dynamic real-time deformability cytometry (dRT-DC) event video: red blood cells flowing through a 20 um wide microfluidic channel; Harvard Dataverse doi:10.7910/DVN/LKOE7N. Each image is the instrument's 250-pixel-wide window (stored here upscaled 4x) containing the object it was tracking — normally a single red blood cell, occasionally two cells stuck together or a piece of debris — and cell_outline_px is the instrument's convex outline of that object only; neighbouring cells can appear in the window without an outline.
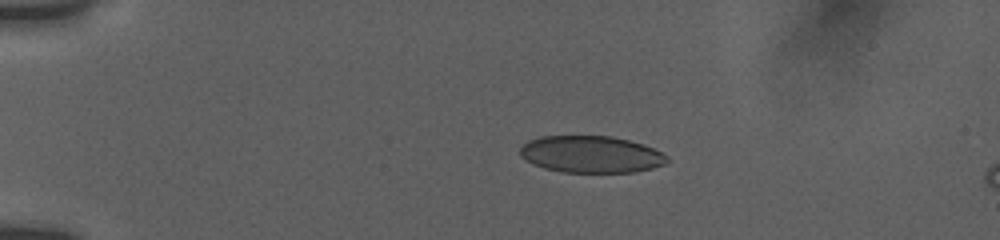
{"species": "human", "species_latin": "Homo sapiens", "temperature_condition": "room temperature", "stored_images_in_passage": 38, "camera_frame_rate_fps": 3000, "um_per_image_px": 0.085, "donor": {"sex": "female"}, "frame": {"image": 1, "passage_image": 2, "time_ms": 0.667, "image_size_px": [1000, 240], "cell_outline_px": [[668, 160], [664, 164], [652, 168], [636, 172], [560, 172], [544, 168], [532, 164], [520, 156], [520, 148], [528, 140], [540, 136], [612, 136], [644, 144], [668, 156]], "centroid_in_image_um": [50.21, 13.12], "position_along_channel_um": 34.8, "area_um2": 31.67}}
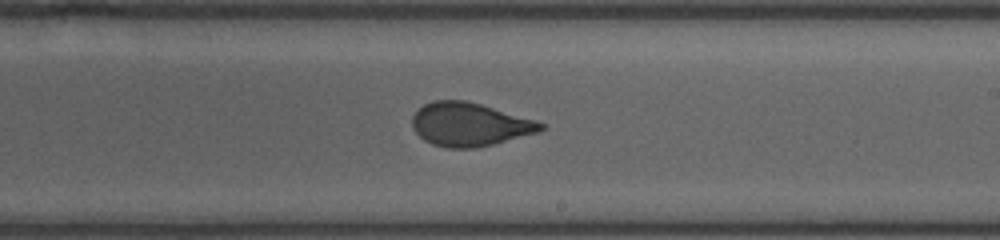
{"frame": {"image": 2, "passage_image": 21, "time_ms": 8.0, "image_size_px": [1000, 240], "cell_outline_px": [[544, 128], [540, 132], [476, 148], [448, 148], [432, 144], [424, 140], [416, 132], [412, 124], [412, 116], [424, 104], [432, 100], [464, 100], [480, 104], [536, 120], [544, 124]], "centroid_in_image_um": [39.91, 10.58], "position_along_channel_um": 249.1, "area_um2": 32.37}}
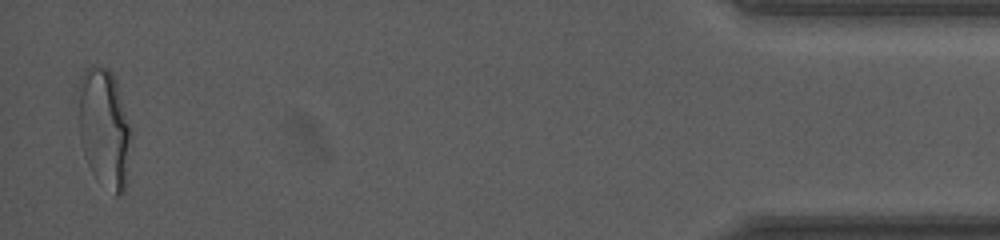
{"frame": {"image": 3, "passage_image": 38, "time_ms": 14.667, "image_size_px": [1000, 240], "cell_outline_px": [[132, 128], [124, 192], [120, 196], [116, 196], [96, 180], [84, 156], [80, 140], [80, 80], [84, 68], [88, 64], [92, 64], [108, 68], [112, 72], [116, 80]], "centroid_in_image_um": [8.88, 10.87], "position_along_channel_um": 426.3, "area_um2": 36.76}, "authors_computed_cell_mechanics": {"area_um2": 33.2639, "velocity_mm_per_s": 3.7843, "shape_relaxation_time_tau1_ms": 8.0319, "shape_relaxation_time_tau2_ms": null, "deformation_change_tau1": 0.1891, "deformation_change_tau2": null}}